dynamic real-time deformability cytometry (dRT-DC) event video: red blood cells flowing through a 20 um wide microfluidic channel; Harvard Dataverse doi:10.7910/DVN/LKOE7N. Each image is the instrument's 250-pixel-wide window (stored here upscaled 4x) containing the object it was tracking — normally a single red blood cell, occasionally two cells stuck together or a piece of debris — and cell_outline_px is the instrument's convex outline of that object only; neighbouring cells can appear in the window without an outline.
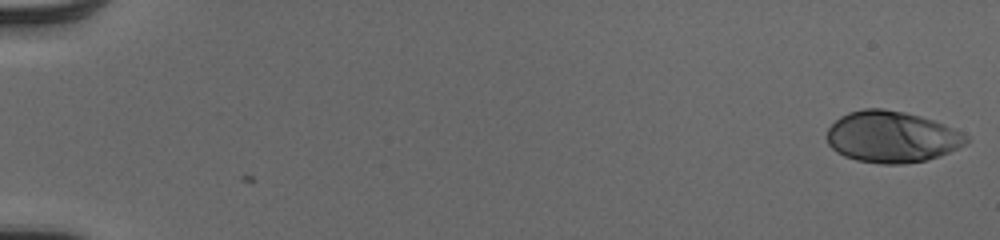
{"species": "human", "species_latin": "Homo sapiens", "temperature_condition": "cold", "stored_images_in_passage": 52, "camera_frame_rate_fps": 3000, "um_per_image_px": 0.085, "donor": {"sex": "male"}, "frame": {"image": 1, "passage_image": 1, "time_ms": 0.0, "image_size_px": [1000, 240], "cell_outline_px": [[968, 140], [964, 144], [940, 156], [924, 160], [904, 164], [880, 164], [856, 160], [844, 156], [836, 152], [828, 144], [828, 128], [840, 116], [848, 112], [864, 108], [884, 108], [904, 112], [920, 116], [944, 124], [968, 136]], "centroid_in_image_um": [75.76, 11.63], "position_along_channel_um": 9.2, "area_um2": 41.56}}
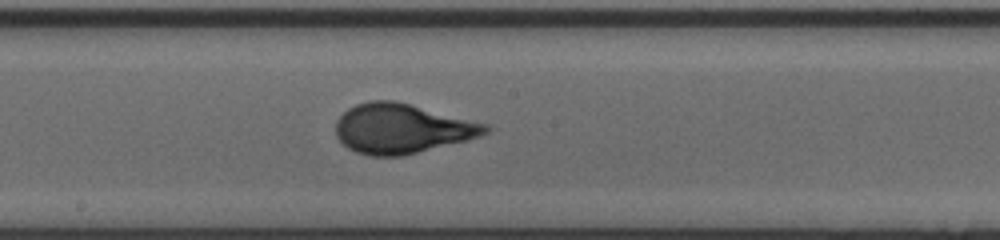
{"frame": {"image": 2, "passage_image": 30, "time_ms": 9.667, "image_size_px": [1000, 240], "cell_outline_px": [[492, 128], [488, 132], [480, 136], [404, 156], [368, 156], [356, 152], [348, 148], [336, 136], [336, 120], [348, 108], [356, 104], [368, 100], [392, 100], [488, 124]], "centroid_in_image_um": [34.13, 10.93], "position_along_channel_um": 214.1, "area_um2": 43.06}}
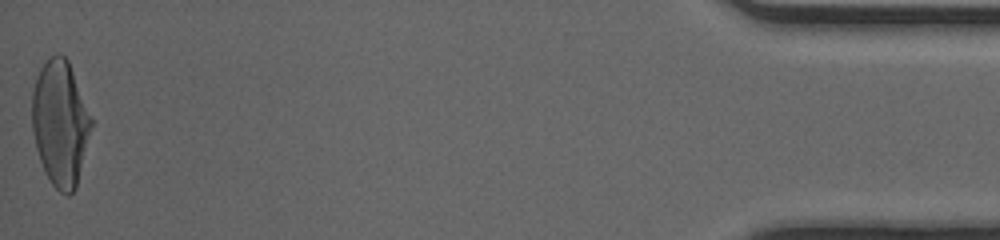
{"frame": {"image": 3, "passage_image": 52, "time_ms": 17.0, "image_size_px": [1000, 240], "cell_outline_px": [[92, 124], [76, 188], [68, 196], [60, 192], [52, 184], [44, 172], [36, 148], [32, 132], [32, 88], [36, 76], [40, 68], [56, 52], [60, 52], [68, 60], [92, 116]], "centroid_in_image_um": [5.11, 10.45], "position_along_channel_um": 430.1, "area_um2": 43.41}, "authors_computed_cell_mechanics": {"area_um2": 41.7027, "velocity_mm_per_s": 4.0871, "shape_relaxation_time_tau1_ms": 4.5902, "shape_relaxation_time_tau2_ms": null, "deformation_change_tau1": 0.1995, "deformation_change_tau2": null}}